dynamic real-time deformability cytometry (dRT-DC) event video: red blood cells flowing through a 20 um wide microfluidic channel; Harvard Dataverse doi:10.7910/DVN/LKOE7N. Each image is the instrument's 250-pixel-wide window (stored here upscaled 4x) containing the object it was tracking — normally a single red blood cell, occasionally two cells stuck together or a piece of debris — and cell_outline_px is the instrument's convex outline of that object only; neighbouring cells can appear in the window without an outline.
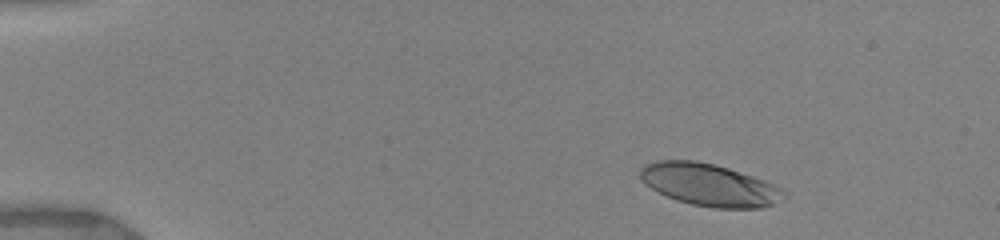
{"species": "human", "species_latin": "Homo sapiens", "temperature_condition": "warm", "stored_images_in_passage": 28, "camera_frame_rate_fps": 3000, "um_per_image_px": 0.085, "donor": {"sex": "female"}, "frame": {"image": 1, "passage_image": 9, "time_ms": 1.333, "image_size_px": [1000, 240], "cell_outline_px": [[788, 196], [764, 208], [712, 208], [692, 204], [676, 200], [644, 184], [640, 176], [640, 168], [656, 160], [696, 160], [728, 168], [764, 180], [788, 192]], "centroid_in_image_um": [60.31, 15.72], "position_along_channel_um": 24.7, "area_um2": 35.26}}